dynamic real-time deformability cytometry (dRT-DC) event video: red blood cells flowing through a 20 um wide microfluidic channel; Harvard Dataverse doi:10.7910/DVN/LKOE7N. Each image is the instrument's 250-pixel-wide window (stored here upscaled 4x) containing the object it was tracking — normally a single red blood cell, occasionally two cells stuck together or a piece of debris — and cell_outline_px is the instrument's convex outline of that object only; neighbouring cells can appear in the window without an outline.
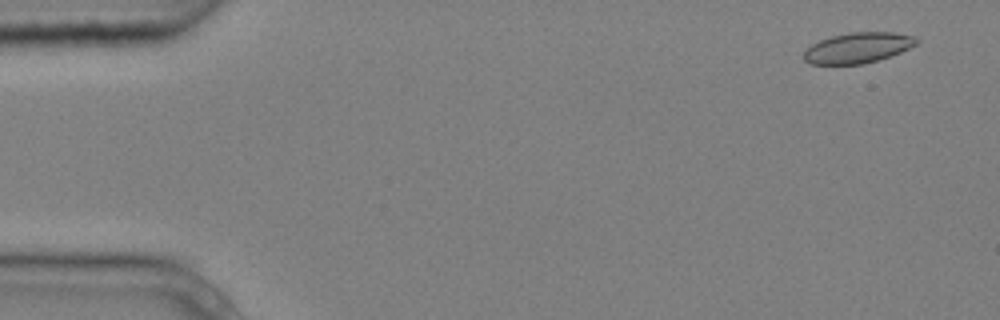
{"species": "common noctule bat (a hibernating species)", "species_latin": "Nyctalus noctula", "temperature_condition": "cold", "stored_images_in_passage": 9, "camera_frame_rate_fps": 3000, "um_per_image_px": 0.085, "animal": {"sex": "male", "body_mass_g": 20.4}, "frame": {"image": 1, "passage_image": 1, "time_ms": 0.0, "image_size_px": [1000, 320], "cell_outline_px": [[920, 40], [916, 44], [900, 52], [876, 60], [860, 64], [812, 64], [804, 60], [804, 52], [812, 44], [820, 40], [832, 36], [852, 32], [896, 32], [916, 36]], "centroid_in_image_um": [72.94, 4.05], "position_along_channel_um": 12.1, "area_um2": 19.83}}
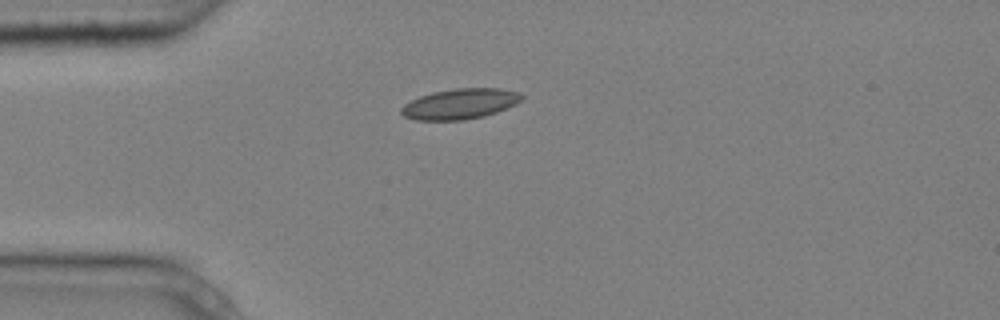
{"frame": {"image": 2, "passage_image": 4, "time_ms": 1.0, "image_size_px": [1000, 320], "cell_outline_px": [[524, 96], [516, 104], [508, 108], [484, 116], [464, 120], [416, 120], [404, 116], [400, 112], [400, 108], [404, 104], [420, 96], [432, 92], [452, 88], [500, 88], [520, 92]], "centroid_in_image_um": [39.11, 8.82], "position_along_channel_um": 45.9, "area_um2": 21.5}}
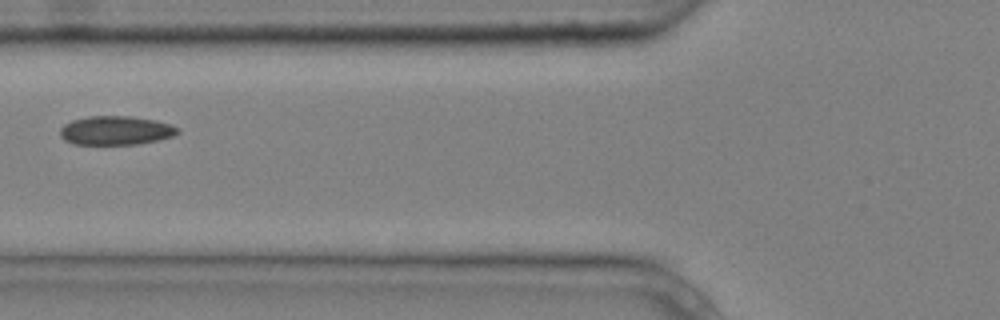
{"frame": {"image": 3, "passage_image": 6, "time_ms": 1.667, "image_size_px": [1000, 320], "cell_outline_px": [[180, 132], [172, 136], [156, 140], [136, 144], [72, 144], [64, 140], [60, 136], [60, 128], [64, 124], [72, 120], [88, 116], [132, 116], [156, 120], [172, 124], [180, 128]], "centroid_in_image_um": [9.84, 11.08], "position_along_channel_um": 116.0, "area_um2": 19.94}}